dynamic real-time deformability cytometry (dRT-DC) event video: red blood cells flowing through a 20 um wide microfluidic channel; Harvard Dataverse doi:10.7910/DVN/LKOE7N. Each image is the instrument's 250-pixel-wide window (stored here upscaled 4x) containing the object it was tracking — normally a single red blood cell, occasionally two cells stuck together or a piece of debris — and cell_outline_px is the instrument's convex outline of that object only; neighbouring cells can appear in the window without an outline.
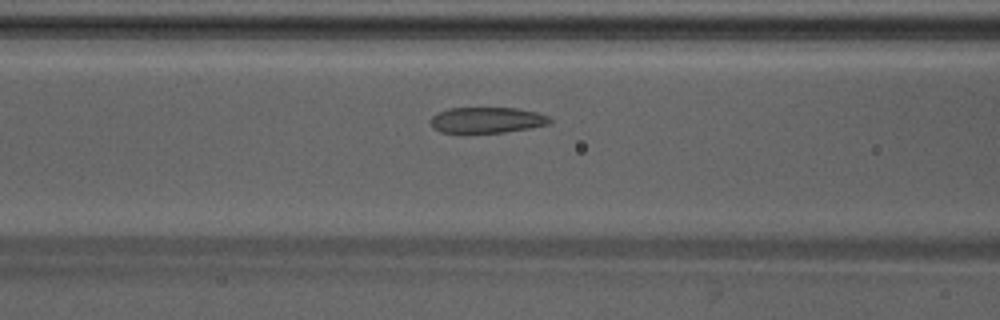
{"species": "Egyptian fruit bat (a non-hibernating species)", "species_latin": "Rousettus aegyptiacus", "temperature_condition": "warm", "stored_images_in_passage": 45, "camera_frame_rate_fps": 3000, "um_per_image_px": 0.085, "animal": {"sex": "male"}, "frame": {"image": 1, "passage_image": 17, "time_ms": 5.333, "image_size_px": [1000, 320], "cell_outline_px": [[552, 120], [548, 124], [528, 128], [504, 132], [440, 132], [432, 128], [428, 120], [432, 116], [448, 108], [516, 108], [536, 112], [548, 116]], "centroid_in_image_um": [41.34, 10.2], "position_along_channel_um": 125.3, "area_um2": 17.8}}
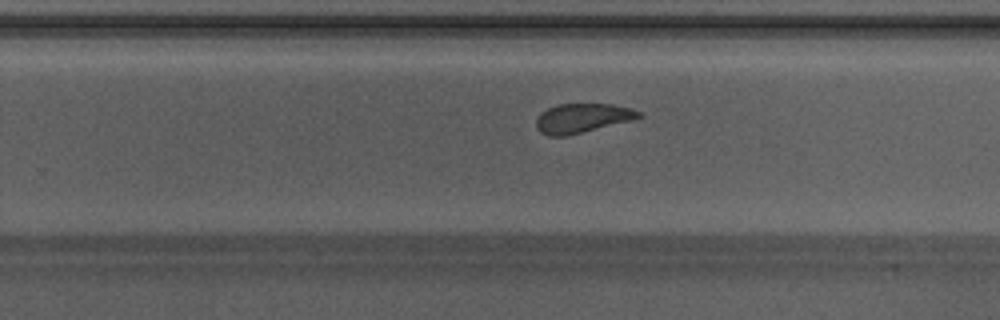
{"frame": {"image": 2, "passage_image": 28, "time_ms": 9.0, "image_size_px": [1000, 320], "cell_outline_px": [[640, 116], [632, 120], [568, 136], [548, 136], [540, 132], [536, 128], [536, 120], [540, 112], [556, 104], [612, 104], [628, 108], [640, 112]], "centroid_in_image_um": [49.42, 10.05], "position_along_channel_um": 280.4, "area_um2": 17.46}}
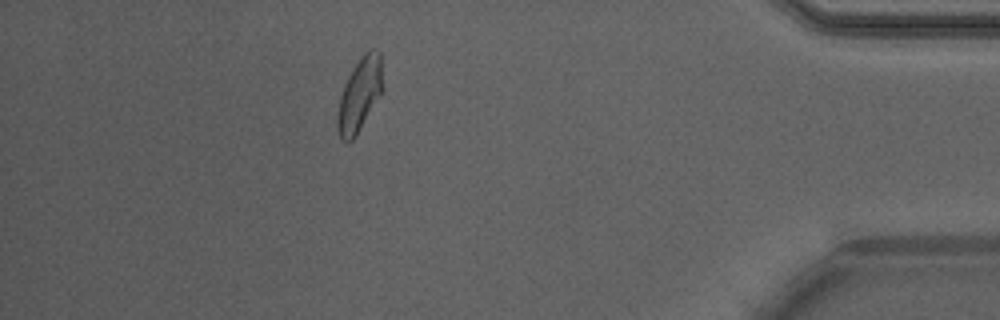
{"frame": {"image": 3, "passage_image": 40, "time_ms": 13.0, "image_size_px": [1000, 320], "cell_outline_px": [[380, 96], [352, 140], [344, 140], [340, 136], [336, 128], [336, 116], [340, 96], [344, 84], [348, 76], [360, 56], [368, 48], [376, 48], [380, 52]], "centroid_in_image_um": [30.52, 8.0], "position_along_channel_um": 404.7, "area_um2": 18.84}, "authors_computed_cell_mechanics": {"area_um2": 18.8428, "velocity_mm_per_s": 4.2433, "shape_relaxation_time_tau1_ms": 7.7099, "shape_relaxation_time_tau2_ms": 0.7427, "deformation_change_tau1": 0.1567, "deformation_change_tau2": 0.0619}}